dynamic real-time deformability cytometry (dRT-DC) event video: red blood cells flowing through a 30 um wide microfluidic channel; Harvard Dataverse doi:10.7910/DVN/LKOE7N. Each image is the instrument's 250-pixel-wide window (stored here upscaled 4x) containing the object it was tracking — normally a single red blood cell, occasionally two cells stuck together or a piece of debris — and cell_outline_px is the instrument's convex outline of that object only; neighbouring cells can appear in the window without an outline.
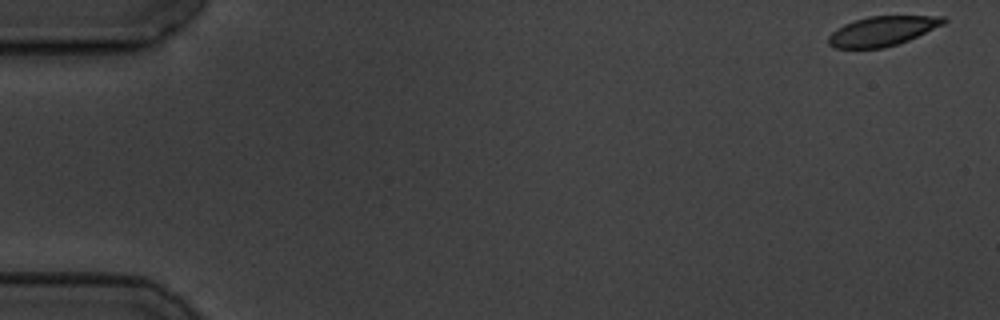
{"species": "common noctule bat (a hibernating species)", "species_latin": "Nyctalus noctula", "temperature_condition": "cold", "stored_images_in_passage": 8, "camera_frame_rate_fps": 3000, "um_per_image_px": 0.085, "animal": {"sex": "male", "body_mass_g": 19.5, "forearm_length_mm": 54.6}, "frame": {"image": 1, "passage_image": 1, "time_ms": 0.0, "image_size_px": [1000, 320], "cell_outline_px": [[948, 20], [944, 24], [908, 40], [884, 48], [836, 48], [828, 44], [828, 36], [836, 28], [844, 24], [868, 16], [944, 16]], "centroid_in_image_um": [74.99, 2.63], "position_along_channel_um": 10.0, "area_um2": 19.77}}